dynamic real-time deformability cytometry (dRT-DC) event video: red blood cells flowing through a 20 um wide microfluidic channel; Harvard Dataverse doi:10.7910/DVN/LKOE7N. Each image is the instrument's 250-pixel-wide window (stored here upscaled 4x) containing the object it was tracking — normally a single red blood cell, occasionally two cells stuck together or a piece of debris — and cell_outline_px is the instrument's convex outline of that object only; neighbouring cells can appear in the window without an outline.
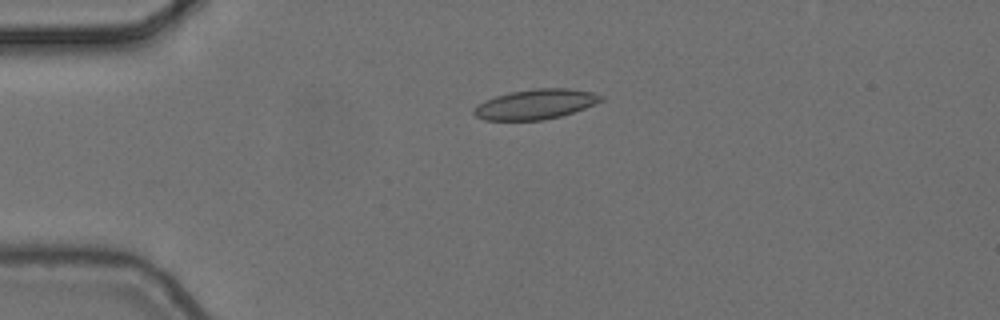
{"species": "common noctule bat (a hibernating species)", "species_latin": "Nyctalus noctula", "temperature_condition": "cold", "stored_images_in_passage": 5, "camera_frame_rate_fps": 3000, "um_per_image_px": 0.085, "animal": {"sex": "female", "body_mass_g": 24.6, "forearm_length_mm": 56.2}, "frame": {"image": 1, "passage_image": 4, "time_ms": 1.0, "image_size_px": [1000, 320], "cell_outline_px": [[604, 100], [584, 108], [560, 116], [544, 120], [484, 120], [476, 116], [472, 112], [472, 108], [484, 100], [508, 92], [536, 88], [568, 88], [592, 92], [604, 96]], "centroid_in_image_um": [45.5, 8.85], "position_along_channel_um": 39.5, "area_um2": 22.25}}